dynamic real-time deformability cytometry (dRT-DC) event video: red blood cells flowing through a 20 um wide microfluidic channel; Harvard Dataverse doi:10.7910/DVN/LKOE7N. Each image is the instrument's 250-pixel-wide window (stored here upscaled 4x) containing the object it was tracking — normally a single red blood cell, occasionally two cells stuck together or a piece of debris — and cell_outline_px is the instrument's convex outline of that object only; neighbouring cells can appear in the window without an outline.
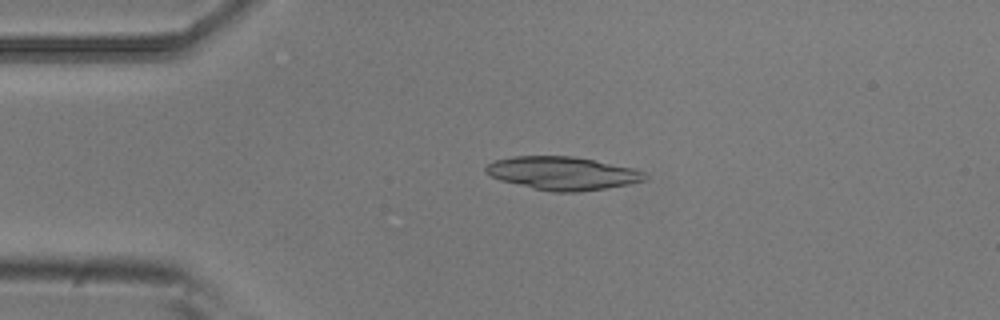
{"species": "common noctule bat (a hibernating species)", "species_latin": "Nyctalus noctula", "temperature_condition": "room temperature", "stored_images_in_passage": 3, "camera_frame_rate_fps": 3000, "um_per_image_px": 0.085, "animal": {"sex": "male", "body_mass_g": 20.5, "forearm_length_mm": 52.5}, "frame": {"image": 1, "passage_image": 2, "time_ms": 0.333, "image_size_px": [1000, 320], "cell_outline_px": [[648, 176], [644, 180], [628, 184], [608, 188], [580, 192], [552, 192], [500, 180], [484, 172], [484, 168], [488, 164], [496, 160], [512, 156], [572, 156], [632, 168], [644, 172]], "centroid_in_image_um": [47.8, 14.73], "position_along_channel_um": 37.2, "area_um2": 30.52}}